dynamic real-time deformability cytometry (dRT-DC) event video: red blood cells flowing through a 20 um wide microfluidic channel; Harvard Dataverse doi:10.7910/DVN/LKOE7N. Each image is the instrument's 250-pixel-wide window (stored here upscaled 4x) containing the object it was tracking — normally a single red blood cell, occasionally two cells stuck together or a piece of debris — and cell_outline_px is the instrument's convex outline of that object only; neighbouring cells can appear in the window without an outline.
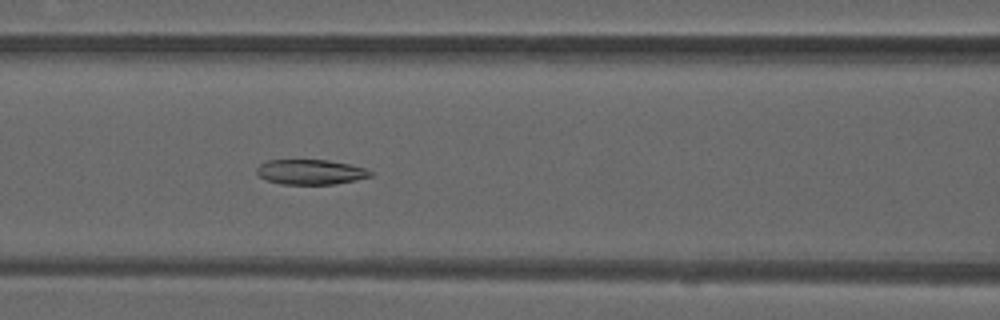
{"species": "common noctule bat (a hibernating species)", "species_latin": "Nyctalus noctula", "temperature_condition": "warm", "stored_images_in_passage": 51, "camera_frame_rate_fps": 3000, "um_per_image_px": 0.085, "animal": {"sex": "male", "forearm_length_mm": 52.5}, "frame": {"image": 1, "passage_image": 22, "time_ms": 7.0, "image_size_px": [1000, 320], "cell_outline_px": [[372, 176], [356, 180], [336, 184], [280, 184], [268, 180], [260, 176], [256, 172], [256, 168], [260, 164], [268, 160], [328, 160], [368, 168], [372, 172]], "centroid_in_image_um": [26.42, 14.62], "position_along_channel_um": 140.2, "area_um2": 16.59}}
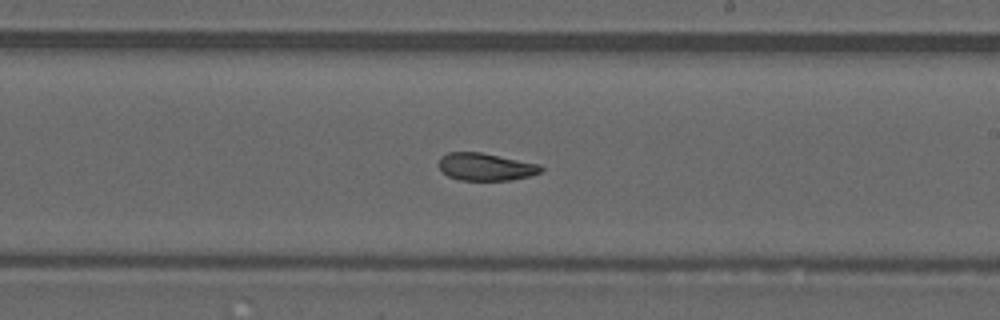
{"frame": {"image": 2, "passage_image": 30, "time_ms": 9.667, "image_size_px": [1000, 320], "cell_outline_px": [[544, 168], [540, 172], [528, 176], [512, 180], [460, 180], [448, 176], [440, 168], [440, 156], [448, 152], [480, 152], [540, 164]], "centroid_in_image_um": [41.29, 14.18], "position_along_channel_um": 247.7, "area_um2": 16.24}}
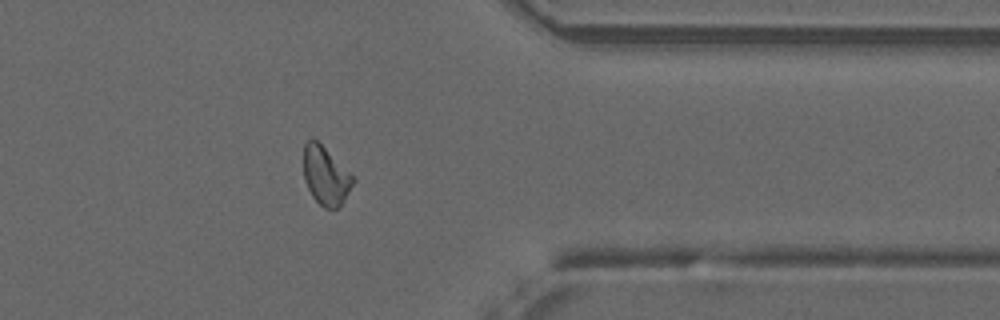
{"frame": {"image": 3, "passage_image": 41, "time_ms": 13.333, "image_size_px": [1000, 320], "cell_outline_px": [[356, 180], [340, 204], [336, 208], [324, 208], [312, 196], [304, 180], [304, 144], [312, 136]], "centroid_in_image_um": [27.64, 14.93], "position_along_channel_um": 383.8, "area_um2": 16.24}, "authors_computed_cell_mechanics": {"area_um2": 17.5712, "velocity_mm_per_s": 4.0435, "shape_relaxation_time_tau1_ms": null, "shape_relaxation_time_tau2_ms": 3.0509, "deformation_change_tau1": null, "deformation_change_tau2": 0.0725}}